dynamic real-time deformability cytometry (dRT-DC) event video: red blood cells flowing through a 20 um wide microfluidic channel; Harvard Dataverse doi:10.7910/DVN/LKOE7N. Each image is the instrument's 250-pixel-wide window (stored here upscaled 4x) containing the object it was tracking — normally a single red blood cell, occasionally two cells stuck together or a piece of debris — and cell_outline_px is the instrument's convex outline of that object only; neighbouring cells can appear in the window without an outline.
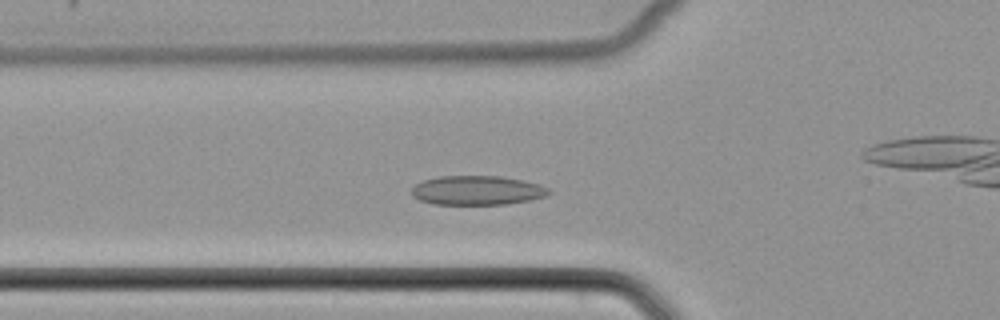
{"species": "common noctule bat (a hibernating species)", "species_latin": "Nyctalus noctula", "temperature_condition": "cold", "stored_images_in_passage": 47, "camera_frame_rate_fps": 3000, "um_per_image_px": 0.085, "animal": {"sex": "female", "body_mass_g": 22.7, "forearm_length_mm": 54.2}, "frame": {"image": 1, "passage_image": 13, "time_ms": 4.0, "image_size_px": [1000, 320], "cell_outline_px": [[552, 192], [548, 196], [532, 200], [504, 204], [432, 204], [420, 200], [412, 196], [412, 188], [416, 184], [424, 180], [440, 176], [500, 176], [524, 180], [540, 184], [548, 188]], "centroid_in_image_um": [40.61, 16.18], "position_along_channel_um": 85.2, "area_um2": 23.52}}
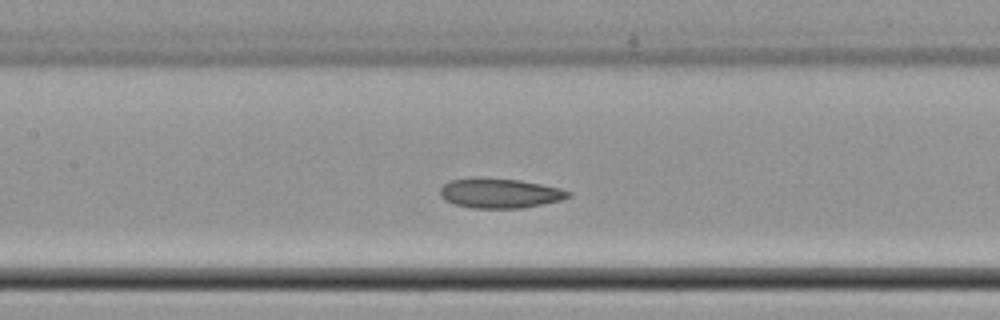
{"frame": {"image": 2, "passage_image": 19, "time_ms": 6.0, "image_size_px": [1000, 320], "cell_outline_px": [[572, 196], [560, 200], [524, 208], [472, 208], [456, 204], [440, 196], [440, 188], [444, 184], [452, 180], [472, 176], [480, 176], [520, 180], [560, 188], [572, 192]], "centroid_in_image_um": [42.49, 16.4], "position_along_channel_um": 164.9, "area_um2": 22.43}}
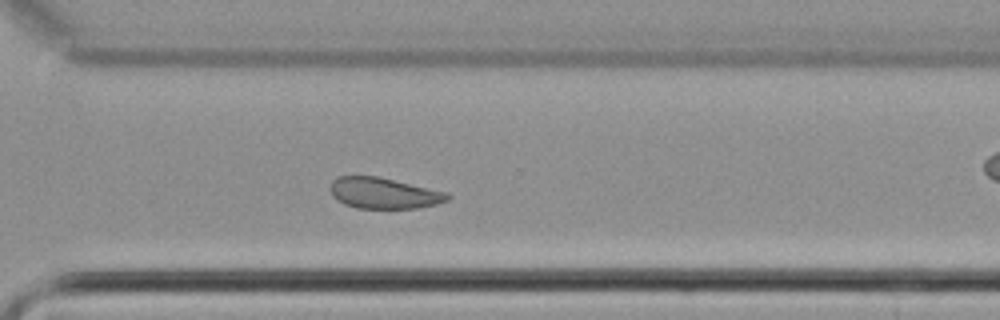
{"frame": {"image": 3, "passage_image": 32, "time_ms": 10.333, "image_size_px": [1000, 320], "cell_outline_px": [[452, 196], [448, 200], [436, 204], [416, 208], [356, 208], [344, 204], [336, 200], [332, 196], [328, 188], [328, 184], [336, 176], [376, 176], [448, 192]], "centroid_in_image_um": [32.57, 16.41], "position_along_channel_um": 338.0, "area_um2": 21.39}}